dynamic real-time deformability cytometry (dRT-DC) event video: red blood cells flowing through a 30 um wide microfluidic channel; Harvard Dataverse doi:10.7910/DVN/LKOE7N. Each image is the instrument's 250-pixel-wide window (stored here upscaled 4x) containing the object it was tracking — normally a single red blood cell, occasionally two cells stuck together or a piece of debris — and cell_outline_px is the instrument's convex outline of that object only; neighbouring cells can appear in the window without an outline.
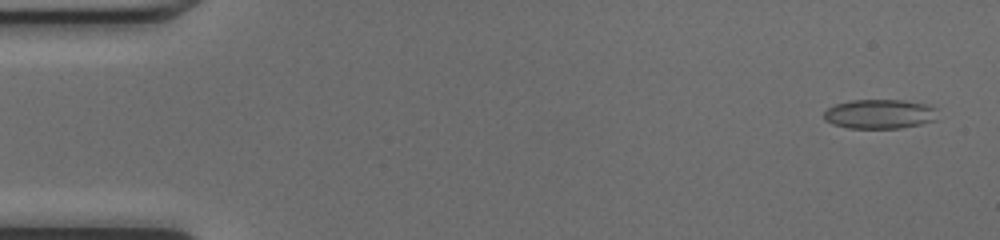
{"species": "common noctule bat (a hibernating species)", "species_latin": "Nyctalus noctula", "temperature_condition": "cold", "stored_images_in_passage": 48, "camera_frame_rate_fps": 3000, "um_per_image_px": 0.085, "animal": {"sex": "female", "body_mass_g": 17.0, "forearm_length_mm": 48.0}, "frame": {"image": 1, "passage_image": 2, "time_ms": 0.333, "image_size_px": [1000, 240], "cell_outline_px": [[936, 120], [920, 124], [900, 128], [848, 128], [832, 124], [824, 120], [824, 112], [828, 108], [836, 104], [852, 100], [904, 100], [924, 104], [936, 108]], "centroid_in_image_um": [74.75, 9.69], "position_along_channel_um": 10.2, "area_um2": 19.42}}
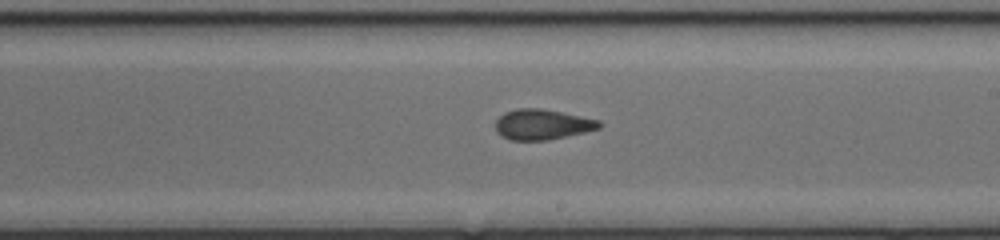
{"frame": {"image": 2, "passage_image": 28, "time_ms": 9.0, "image_size_px": [1000, 240], "cell_outline_px": [[604, 124], [600, 128], [584, 132], [548, 140], [508, 140], [500, 136], [496, 132], [496, 120], [504, 112], [516, 108], [540, 108], [600, 120]], "centroid_in_image_um": [46.07, 10.58], "position_along_channel_um": 242.9, "area_um2": 18.44}}
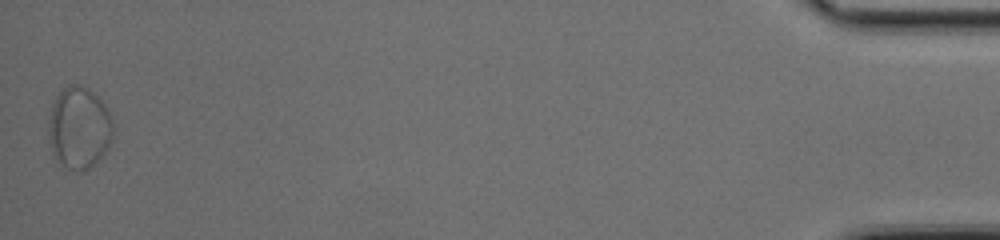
{"frame": {"image": 3, "passage_image": 48, "time_ms": 15.667, "image_size_px": [1000, 240], "cell_outline_px": [[116, 128], [112, 140], [108, 148], [84, 172], [80, 172], [68, 168], [52, 152], [48, 136], [48, 120], [52, 104], [56, 96], [68, 84], [76, 84], [88, 88], [108, 108]], "centroid_in_image_um": [6.75, 10.84], "position_along_channel_um": 428.5, "area_um2": 30.92}, "authors_computed_cell_mechanics": {"area_um2": 19.1318, "velocity_mm_per_s": 4.2554, "shape_relaxation_time_tau1_ms": 6.9227, "shape_relaxation_time_tau2_ms": 1.2535, "deformation_change_tau1": 0.1489, "deformation_change_tau2": 0.0564}}